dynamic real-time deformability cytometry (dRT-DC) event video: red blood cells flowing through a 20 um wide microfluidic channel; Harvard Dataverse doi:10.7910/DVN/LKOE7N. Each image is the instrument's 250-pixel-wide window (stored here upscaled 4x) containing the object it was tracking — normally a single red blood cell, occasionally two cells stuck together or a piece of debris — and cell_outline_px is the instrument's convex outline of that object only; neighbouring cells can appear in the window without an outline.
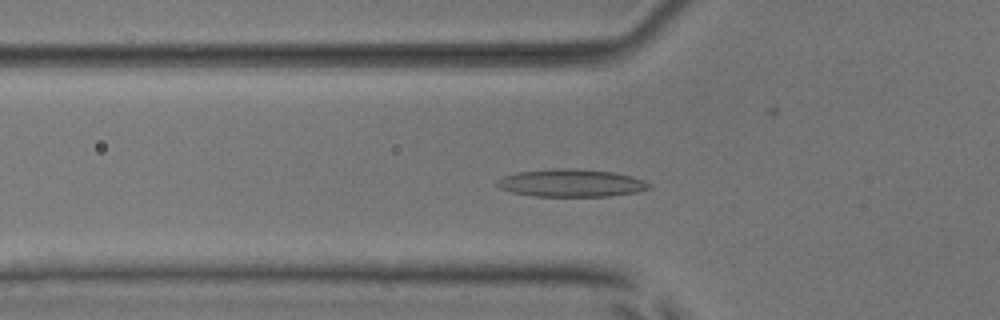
{"species": "common noctule bat (a hibernating species)", "species_latin": "Nyctalus noctula", "temperature_condition": "room temperature", "stored_images_in_passage": 53, "camera_frame_rate_fps": 3000, "um_per_image_px": 0.085, "animal": {"sex": "male", "body_mass_g": 17.9, "forearm_length_mm": 54.2}, "frame": {"image": 1, "passage_image": 18, "time_ms": 5.667, "image_size_px": [1000, 320], "cell_outline_px": [[652, 188], [636, 192], [608, 196], [536, 196], [512, 192], [500, 188], [496, 184], [496, 180], [504, 176], [520, 172], [552, 168], [576, 168], [612, 172], [632, 176], [644, 180], [652, 184]], "centroid_in_image_um": [48.58, 15.55], "position_along_channel_um": 77.2, "area_um2": 24.51}}
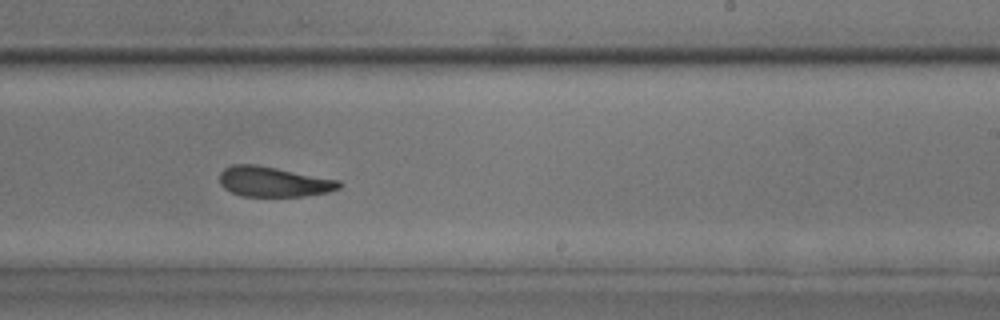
{"frame": {"image": 2, "passage_image": 33, "time_ms": 10.667, "image_size_px": [1000, 320], "cell_outline_px": [[344, 184], [340, 188], [328, 192], [304, 196], [244, 196], [232, 192], [224, 188], [220, 184], [220, 172], [224, 168], [232, 164], [256, 164], [340, 180]], "centroid_in_image_um": [23.27, 15.44], "position_along_channel_um": 265.7, "area_um2": 21.04}}
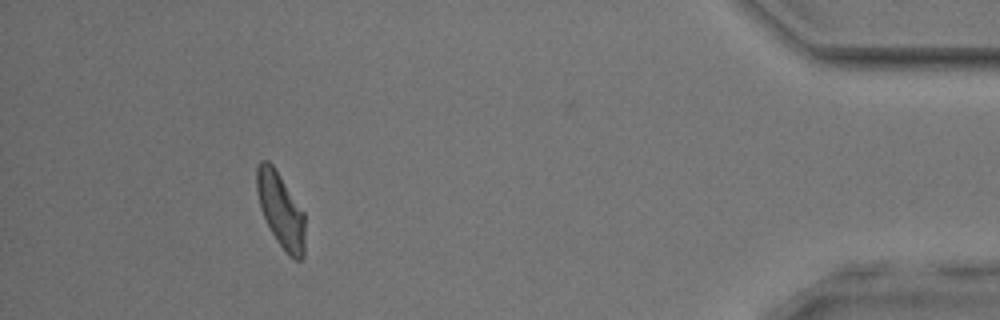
{"frame": {"image": 3, "passage_image": 49, "time_ms": 16.0, "image_size_px": [1000, 320], "cell_outline_px": [[304, 256], [300, 260], [296, 260], [288, 256], [276, 240], [260, 208], [256, 192], [256, 168], [260, 160], [268, 160], [272, 164], [304, 212]], "centroid_in_image_um": [23.85, 17.86], "position_along_channel_um": 411.4, "area_um2": 20.92}, "authors_computed_cell_mechanics": {"area_um2": 21.964, "velocity_mm_per_s": 3.7789, "shape_relaxation_time_tau1_ms": 6.9948, "shape_relaxation_time_tau2_ms": 3.0798, "deformation_change_tau1": 0.1638, "deformation_change_tau2": 0.1037}}